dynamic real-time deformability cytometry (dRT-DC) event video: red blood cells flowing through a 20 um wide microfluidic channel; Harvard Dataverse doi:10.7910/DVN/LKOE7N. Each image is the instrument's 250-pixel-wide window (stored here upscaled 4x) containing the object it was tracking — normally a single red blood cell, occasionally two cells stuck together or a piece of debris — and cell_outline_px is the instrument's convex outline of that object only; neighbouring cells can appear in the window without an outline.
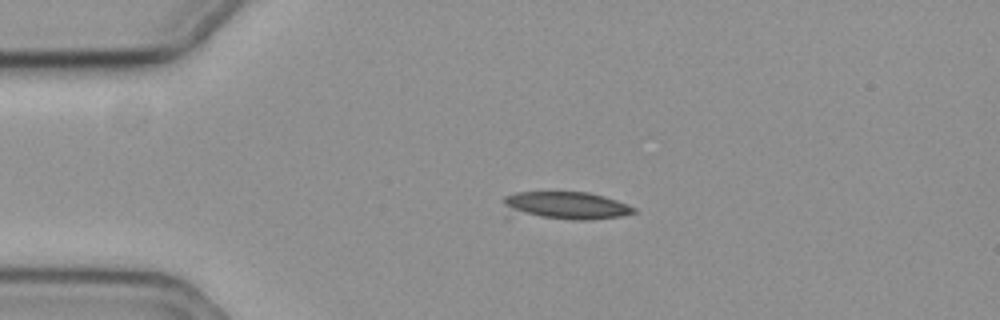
{"species": "common noctule bat (a hibernating species)", "species_latin": "Nyctalus noctula", "temperature_condition": "cold", "stored_images_in_passage": 9, "camera_frame_rate_fps": 3000, "um_per_image_px": 0.085, "animal": {"sex": "female", "body_mass_g": 19.3, "forearm_length_mm": 54.1}, "frame": {"image": 1, "passage_image": 1, "time_ms": 0.0, "image_size_px": [1000, 320], "cell_outline_px": [[636, 212], [620, 216], [588, 220], [504, 220], [500, 200], [504, 196], [516, 192], [588, 192], [604, 196], [628, 204], [636, 208]], "centroid_in_image_um": [47.74, 17.55], "position_along_channel_um": 37.3, "area_um2": 23.29}}
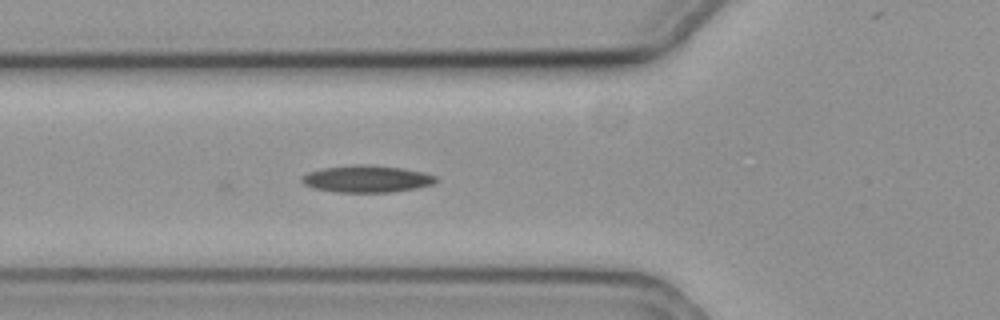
{"frame": {"image": 2, "passage_image": 9, "time_ms": 2.667, "image_size_px": [1000, 320], "cell_outline_px": [[440, 180], [436, 184], [416, 188], [388, 192], [336, 192], [312, 188], [304, 184], [300, 180], [300, 176], [308, 172], [324, 168], [360, 164], [368, 164], [400, 168], [424, 172], [436, 176]], "centroid_in_image_um": [31.19, 15.21], "position_along_channel_um": 94.6, "area_um2": 21.21}}